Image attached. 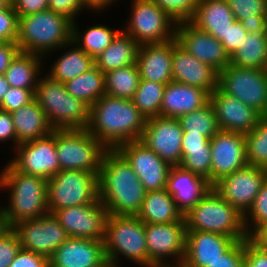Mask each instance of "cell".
I'll return each mask as SVG.
<instances>
[{
	"instance_id": "cell-1",
	"label": "cell",
	"mask_w": 267,
	"mask_h": 267,
	"mask_svg": "<svg viewBox=\"0 0 267 267\" xmlns=\"http://www.w3.org/2000/svg\"><path fill=\"white\" fill-rule=\"evenodd\" d=\"M147 119L132 100L102 96L90 107L87 130L107 149L140 140Z\"/></svg>"
},
{
	"instance_id": "cell-2",
	"label": "cell",
	"mask_w": 267,
	"mask_h": 267,
	"mask_svg": "<svg viewBox=\"0 0 267 267\" xmlns=\"http://www.w3.org/2000/svg\"><path fill=\"white\" fill-rule=\"evenodd\" d=\"M99 199L110 215H137L146 190L130 163L117 149H108L98 175Z\"/></svg>"
},
{
	"instance_id": "cell-3",
	"label": "cell",
	"mask_w": 267,
	"mask_h": 267,
	"mask_svg": "<svg viewBox=\"0 0 267 267\" xmlns=\"http://www.w3.org/2000/svg\"><path fill=\"white\" fill-rule=\"evenodd\" d=\"M1 171L0 189L10 190L9 204L1 207L10 228L19 221L37 219L49 213L47 179L23 174L9 162Z\"/></svg>"
},
{
	"instance_id": "cell-4",
	"label": "cell",
	"mask_w": 267,
	"mask_h": 267,
	"mask_svg": "<svg viewBox=\"0 0 267 267\" xmlns=\"http://www.w3.org/2000/svg\"><path fill=\"white\" fill-rule=\"evenodd\" d=\"M72 23L51 10L18 17L16 44L21 52L47 57L72 41Z\"/></svg>"
},
{
	"instance_id": "cell-5",
	"label": "cell",
	"mask_w": 267,
	"mask_h": 267,
	"mask_svg": "<svg viewBox=\"0 0 267 267\" xmlns=\"http://www.w3.org/2000/svg\"><path fill=\"white\" fill-rule=\"evenodd\" d=\"M34 95L54 130L87 129L90 107L70 95L64 83L42 75Z\"/></svg>"
},
{
	"instance_id": "cell-6",
	"label": "cell",
	"mask_w": 267,
	"mask_h": 267,
	"mask_svg": "<svg viewBox=\"0 0 267 267\" xmlns=\"http://www.w3.org/2000/svg\"><path fill=\"white\" fill-rule=\"evenodd\" d=\"M187 231L215 232L234 238L248 239L244 216L212 188L184 215Z\"/></svg>"
},
{
	"instance_id": "cell-7",
	"label": "cell",
	"mask_w": 267,
	"mask_h": 267,
	"mask_svg": "<svg viewBox=\"0 0 267 267\" xmlns=\"http://www.w3.org/2000/svg\"><path fill=\"white\" fill-rule=\"evenodd\" d=\"M104 247L106 259L117 267H121L119 259L122 256L140 267H150L145 223L137 215L108 214Z\"/></svg>"
},
{
	"instance_id": "cell-8",
	"label": "cell",
	"mask_w": 267,
	"mask_h": 267,
	"mask_svg": "<svg viewBox=\"0 0 267 267\" xmlns=\"http://www.w3.org/2000/svg\"><path fill=\"white\" fill-rule=\"evenodd\" d=\"M55 145L60 171L100 172L108 150L87 129L55 130Z\"/></svg>"
},
{
	"instance_id": "cell-9",
	"label": "cell",
	"mask_w": 267,
	"mask_h": 267,
	"mask_svg": "<svg viewBox=\"0 0 267 267\" xmlns=\"http://www.w3.org/2000/svg\"><path fill=\"white\" fill-rule=\"evenodd\" d=\"M99 172L61 170L47 182V207L55 210L94 203L99 199Z\"/></svg>"
},
{
	"instance_id": "cell-10",
	"label": "cell",
	"mask_w": 267,
	"mask_h": 267,
	"mask_svg": "<svg viewBox=\"0 0 267 267\" xmlns=\"http://www.w3.org/2000/svg\"><path fill=\"white\" fill-rule=\"evenodd\" d=\"M131 16L123 31L139 45L163 44L175 39L177 23L151 0H131Z\"/></svg>"
},
{
	"instance_id": "cell-11",
	"label": "cell",
	"mask_w": 267,
	"mask_h": 267,
	"mask_svg": "<svg viewBox=\"0 0 267 267\" xmlns=\"http://www.w3.org/2000/svg\"><path fill=\"white\" fill-rule=\"evenodd\" d=\"M218 88L231 97L267 116V69L229 64L219 72Z\"/></svg>"
},
{
	"instance_id": "cell-12",
	"label": "cell",
	"mask_w": 267,
	"mask_h": 267,
	"mask_svg": "<svg viewBox=\"0 0 267 267\" xmlns=\"http://www.w3.org/2000/svg\"><path fill=\"white\" fill-rule=\"evenodd\" d=\"M145 237L150 267L182 266L187 241L185 217L172 223H145Z\"/></svg>"
},
{
	"instance_id": "cell-13",
	"label": "cell",
	"mask_w": 267,
	"mask_h": 267,
	"mask_svg": "<svg viewBox=\"0 0 267 267\" xmlns=\"http://www.w3.org/2000/svg\"><path fill=\"white\" fill-rule=\"evenodd\" d=\"M17 234L20 247L50 259L69 236L53 213L37 219L22 220L11 227Z\"/></svg>"
},
{
	"instance_id": "cell-14",
	"label": "cell",
	"mask_w": 267,
	"mask_h": 267,
	"mask_svg": "<svg viewBox=\"0 0 267 267\" xmlns=\"http://www.w3.org/2000/svg\"><path fill=\"white\" fill-rule=\"evenodd\" d=\"M9 163L19 172L49 180L60 171L55 145V130L49 135L20 143Z\"/></svg>"
},
{
	"instance_id": "cell-15",
	"label": "cell",
	"mask_w": 267,
	"mask_h": 267,
	"mask_svg": "<svg viewBox=\"0 0 267 267\" xmlns=\"http://www.w3.org/2000/svg\"><path fill=\"white\" fill-rule=\"evenodd\" d=\"M266 179L267 169L248 164L221 178L213 188L244 216Z\"/></svg>"
},
{
	"instance_id": "cell-16",
	"label": "cell",
	"mask_w": 267,
	"mask_h": 267,
	"mask_svg": "<svg viewBox=\"0 0 267 267\" xmlns=\"http://www.w3.org/2000/svg\"><path fill=\"white\" fill-rule=\"evenodd\" d=\"M69 237L104 241L108 211L98 199L94 203L53 212Z\"/></svg>"
},
{
	"instance_id": "cell-17",
	"label": "cell",
	"mask_w": 267,
	"mask_h": 267,
	"mask_svg": "<svg viewBox=\"0 0 267 267\" xmlns=\"http://www.w3.org/2000/svg\"><path fill=\"white\" fill-rule=\"evenodd\" d=\"M117 150L130 163L146 192L166 188L171 165L140 140L121 144Z\"/></svg>"
},
{
	"instance_id": "cell-18",
	"label": "cell",
	"mask_w": 267,
	"mask_h": 267,
	"mask_svg": "<svg viewBox=\"0 0 267 267\" xmlns=\"http://www.w3.org/2000/svg\"><path fill=\"white\" fill-rule=\"evenodd\" d=\"M183 130L178 118L147 119L140 141L171 166L180 165Z\"/></svg>"
},
{
	"instance_id": "cell-19",
	"label": "cell",
	"mask_w": 267,
	"mask_h": 267,
	"mask_svg": "<svg viewBox=\"0 0 267 267\" xmlns=\"http://www.w3.org/2000/svg\"><path fill=\"white\" fill-rule=\"evenodd\" d=\"M175 39L187 53L218 72L230 64V56L222 43L209 33L199 30L190 21L177 23Z\"/></svg>"
},
{
	"instance_id": "cell-20",
	"label": "cell",
	"mask_w": 267,
	"mask_h": 267,
	"mask_svg": "<svg viewBox=\"0 0 267 267\" xmlns=\"http://www.w3.org/2000/svg\"><path fill=\"white\" fill-rule=\"evenodd\" d=\"M211 184L248 165L245 134L220 130L212 139Z\"/></svg>"
},
{
	"instance_id": "cell-21",
	"label": "cell",
	"mask_w": 267,
	"mask_h": 267,
	"mask_svg": "<svg viewBox=\"0 0 267 267\" xmlns=\"http://www.w3.org/2000/svg\"><path fill=\"white\" fill-rule=\"evenodd\" d=\"M220 130L246 134L253 130L262 117L252 107L237 98L223 93L219 88L210 94Z\"/></svg>"
},
{
	"instance_id": "cell-22",
	"label": "cell",
	"mask_w": 267,
	"mask_h": 267,
	"mask_svg": "<svg viewBox=\"0 0 267 267\" xmlns=\"http://www.w3.org/2000/svg\"><path fill=\"white\" fill-rule=\"evenodd\" d=\"M173 81L199 87L209 94L218 89L219 72L212 66L196 59L173 39Z\"/></svg>"
},
{
	"instance_id": "cell-23",
	"label": "cell",
	"mask_w": 267,
	"mask_h": 267,
	"mask_svg": "<svg viewBox=\"0 0 267 267\" xmlns=\"http://www.w3.org/2000/svg\"><path fill=\"white\" fill-rule=\"evenodd\" d=\"M107 261L104 241L69 237L49 259L50 267H100Z\"/></svg>"
},
{
	"instance_id": "cell-24",
	"label": "cell",
	"mask_w": 267,
	"mask_h": 267,
	"mask_svg": "<svg viewBox=\"0 0 267 267\" xmlns=\"http://www.w3.org/2000/svg\"><path fill=\"white\" fill-rule=\"evenodd\" d=\"M212 188L213 185L207 178L176 165L170 168L165 189L172 196L177 208L185 215Z\"/></svg>"
},
{
	"instance_id": "cell-25",
	"label": "cell",
	"mask_w": 267,
	"mask_h": 267,
	"mask_svg": "<svg viewBox=\"0 0 267 267\" xmlns=\"http://www.w3.org/2000/svg\"><path fill=\"white\" fill-rule=\"evenodd\" d=\"M237 241L223 234L187 231L185 258L181 267H208Z\"/></svg>"
},
{
	"instance_id": "cell-26",
	"label": "cell",
	"mask_w": 267,
	"mask_h": 267,
	"mask_svg": "<svg viewBox=\"0 0 267 267\" xmlns=\"http://www.w3.org/2000/svg\"><path fill=\"white\" fill-rule=\"evenodd\" d=\"M173 40L163 44L139 45L136 63L140 78L168 84L172 77Z\"/></svg>"
},
{
	"instance_id": "cell-27",
	"label": "cell",
	"mask_w": 267,
	"mask_h": 267,
	"mask_svg": "<svg viewBox=\"0 0 267 267\" xmlns=\"http://www.w3.org/2000/svg\"><path fill=\"white\" fill-rule=\"evenodd\" d=\"M210 102V94L205 90L177 82L166 84L161 103V116L179 118L203 108Z\"/></svg>"
},
{
	"instance_id": "cell-28",
	"label": "cell",
	"mask_w": 267,
	"mask_h": 267,
	"mask_svg": "<svg viewBox=\"0 0 267 267\" xmlns=\"http://www.w3.org/2000/svg\"><path fill=\"white\" fill-rule=\"evenodd\" d=\"M235 21L226 0H198L195 15L190 22L199 30L224 40L230 24Z\"/></svg>"
},
{
	"instance_id": "cell-29",
	"label": "cell",
	"mask_w": 267,
	"mask_h": 267,
	"mask_svg": "<svg viewBox=\"0 0 267 267\" xmlns=\"http://www.w3.org/2000/svg\"><path fill=\"white\" fill-rule=\"evenodd\" d=\"M11 115L16 131V147L20 143L45 137L54 130L35 99L11 112Z\"/></svg>"
},
{
	"instance_id": "cell-30",
	"label": "cell",
	"mask_w": 267,
	"mask_h": 267,
	"mask_svg": "<svg viewBox=\"0 0 267 267\" xmlns=\"http://www.w3.org/2000/svg\"><path fill=\"white\" fill-rule=\"evenodd\" d=\"M61 48L68 50L60 54L61 56L52 63L49 71H47L48 73H46L49 78L61 83H66L83 74L85 71H88L95 65L94 58L79 48L73 41Z\"/></svg>"
},
{
	"instance_id": "cell-31",
	"label": "cell",
	"mask_w": 267,
	"mask_h": 267,
	"mask_svg": "<svg viewBox=\"0 0 267 267\" xmlns=\"http://www.w3.org/2000/svg\"><path fill=\"white\" fill-rule=\"evenodd\" d=\"M138 218L144 223H172L184 218L175 201L166 190L146 192Z\"/></svg>"
},
{
	"instance_id": "cell-32",
	"label": "cell",
	"mask_w": 267,
	"mask_h": 267,
	"mask_svg": "<svg viewBox=\"0 0 267 267\" xmlns=\"http://www.w3.org/2000/svg\"><path fill=\"white\" fill-rule=\"evenodd\" d=\"M139 44L127 33L121 30L112 43L97 57L95 65L103 72L133 65L137 60Z\"/></svg>"
},
{
	"instance_id": "cell-33",
	"label": "cell",
	"mask_w": 267,
	"mask_h": 267,
	"mask_svg": "<svg viewBox=\"0 0 267 267\" xmlns=\"http://www.w3.org/2000/svg\"><path fill=\"white\" fill-rule=\"evenodd\" d=\"M237 67L267 69V39L262 28H251L239 48L230 56Z\"/></svg>"
},
{
	"instance_id": "cell-34",
	"label": "cell",
	"mask_w": 267,
	"mask_h": 267,
	"mask_svg": "<svg viewBox=\"0 0 267 267\" xmlns=\"http://www.w3.org/2000/svg\"><path fill=\"white\" fill-rule=\"evenodd\" d=\"M44 57L20 52L10 63L5 71V77L10 87L21 88L26 90H36L37 82L41 76V68Z\"/></svg>"
},
{
	"instance_id": "cell-35",
	"label": "cell",
	"mask_w": 267,
	"mask_h": 267,
	"mask_svg": "<svg viewBox=\"0 0 267 267\" xmlns=\"http://www.w3.org/2000/svg\"><path fill=\"white\" fill-rule=\"evenodd\" d=\"M64 84L70 95L89 107L106 94L104 73L96 65Z\"/></svg>"
},
{
	"instance_id": "cell-36",
	"label": "cell",
	"mask_w": 267,
	"mask_h": 267,
	"mask_svg": "<svg viewBox=\"0 0 267 267\" xmlns=\"http://www.w3.org/2000/svg\"><path fill=\"white\" fill-rule=\"evenodd\" d=\"M122 29H112L103 24L90 26L80 33L76 21L72 23V41L89 56L97 57L102 53L113 41L116 35Z\"/></svg>"
},
{
	"instance_id": "cell-37",
	"label": "cell",
	"mask_w": 267,
	"mask_h": 267,
	"mask_svg": "<svg viewBox=\"0 0 267 267\" xmlns=\"http://www.w3.org/2000/svg\"><path fill=\"white\" fill-rule=\"evenodd\" d=\"M106 94L132 100L140 82L137 63L104 73Z\"/></svg>"
},
{
	"instance_id": "cell-38",
	"label": "cell",
	"mask_w": 267,
	"mask_h": 267,
	"mask_svg": "<svg viewBox=\"0 0 267 267\" xmlns=\"http://www.w3.org/2000/svg\"><path fill=\"white\" fill-rule=\"evenodd\" d=\"M178 120L183 134H199L212 139L220 131L210 102L201 109L180 116Z\"/></svg>"
},
{
	"instance_id": "cell-39",
	"label": "cell",
	"mask_w": 267,
	"mask_h": 267,
	"mask_svg": "<svg viewBox=\"0 0 267 267\" xmlns=\"http://www.w3.org/2000/svg\"><path fill=\"white\" fill-rule=\"evenodd\" d=\"M165 87V84L140 79L132 101L146 119L161 116V103Z\"/></svg>"
},
{
	"instance_id": "cell-40",
	"label": "cell",
	"mask_w": 267,
	"mask_h": 267,
	"mask_svg": "<svg viewBox=\"0 0 267 267\" xmlns=\"http://www.w3.org/2000/svg\"><path fill=\"white\" fill-rule=\"evenodd\" d=\"M245 137L248 164L267 169V116H262Z\"/></svg>"
},
{
	"instance_id": "cell-41",
	"label": "cell",
	"mask_w": 267,
	"mask_h": 267,
	"mask_svg": "<svg viewBox=\"0 0 267 267\" xmlns=\"http://www.w3.org/2000/svg\"><path fill=\"white\" fill-rule=\"evenodd\" d=\"M236 21L250 28H262L267 0H226Z\"/></svg>"
},
{
	"instance_id": "cell-42",
	"label": "cell",
	"mask_w": 267,
	"mask_h": 267,
	"mask_svg": "<svg viewBox=\"0 0 267 267\" xmlns=\"http://www.w3.org/2000/svg\"><path fill=\"white\" fill-rule=\"evenodd\" d=\"M266 223H267V179L262 184L260 191L255 197V200L251 208L244 215V226L248 236L252 237Z\"/></svg>"
},
{
	"instance_id": "cell-43",
	"label": "cell",
	"mask_w": 267,
	"mask_h": 267,
	"mask_svg": "<svg viewBox=\"0 0 267 267\" xmlns=\"http://www.w3.org/2000/svg\"><path fill=\"white\" fill-rule=\"evenodd\" d=\"M180 166L207 178L211 183V150H197L186 153Z\"/></svg>"
},
{
	"instance_id": "cell-44",
	"label": "cell",
	"mask_w": 267,
	"mask_h": 267,
	"mask_svg": "<svg viewBox=\"0 0 267 267\" xmlns=\"http://www.w3.org/2000/svg\"><path fill=\"white\" fill-rule=\"evenodd\" d=\"M176 22L190 21L195 15L198 0H151Z\"/></svg>"
},
{
	"instance_id": "cell-45",
	"label": "cell",
	"mask_w": 267,
	"mask_h": 267,
	"mask_svg": "<svg viewBox=\"0 0 267 267\" xmlns=\"http://www.w3.org/2000/svg\"><path fill=\"white\" fill-rule=\"evenodd\" d=\"M34 93L35 90L10 87L0 103V109L10 113L18 110L35 99Z\"/></svg>"
},
{
	"instance_id": "cell-46",
	"label": "cell",
	"mask_w": 267,
	"mask_h": 267,
	"mask_svg": "<svg viewBox=\"0 0 267 267\" xmlns=\"http://www.w3.org/2000/svg\"><path fill=\"white\" fill-rule=\"evenodd\" d=\"M18 36V16L12 5L0 9V39L16 43Z\"/></svg>"
},
{
	"instance_id": "cell-47",
	"label": "cell",
	"mask_w": 267,
	"mask_h": 267,
	"mask_svg": "<svg viewBox=\"0 0 267 267\" xmlns=\"http://www.w3.org/2000/svg\"><path fill=\"white\" fill-rule=\"evenodd\" d=\"M20 249L18 236L10 228L0 237V267H9Z\"/></svg>"
},
{
	"instance_id": "cell-48",
	"label": "cell",
	"mask_w": 267,
	"mask_h": 267,
	"mask_svg": "<svg viewBox=\"0 0 267 267\" xmlns=\"http://www.w3.org/2000/svg\"><path fill=\"white\" fill-rule=\"evenodd\" d=\"M251 28L245 26L240 21H234L230 24L229 29L226 31L224 40L221 42L225 51L231 56L243 42L244 37L248 34Z\"/></svg>"
},
{
	"instance_id": "cell-49",
	"label": "cell",
	"mask_w": 267,
	"mask_h": 267,
	"mask_svg": "<svg viewBox=\"0 0 267 267\" xmlns=\"http://www.w3.org/2000/svg\"><path fill=\"white\" fill-rule=\"evenodd\" d=\"M244 267H267V253L251 237L244 240Z\"/></svg>"
},
{
	"instance_id": "cell-50",
	"label": "cell",
	"mask_w": 267,
	"mask_h": 267,
	"mask_svg": "<svg viewBox=\"0 0 267 267\" xmlns=\"http://www.w3.org/2000/svg\"><path fill=\"white\" fill-rule=\"evenodd\" d=\"M208 267H244V240L237 241Z\"/></svg>"
},
{
	"instance_id": "cell-51",
	"label": "cell",
	"mask_w": 267,
	"mask_h": 267,
	"mask_svg": "<svg viewBox=\"0 0 267 267\" xmlns=\"http://www.w3.org/2000/svg\"><path fill=\"white\" fill-rule=\"evenodd\" d=\"M48 7L49 10L64 15L72 22H75L76 16H80L81 11L85 9L81 0H48Z\"/></svg>"
},
{
	"instance_id": "cell-52",
	"label": "cell",
	"mask_w": 267,
	"mask_h": 267,
	"mask_svg": "<svg viewBox=\"0 0 267 267\" xmlns=\"http://www.w3.org/2000/svg\"><path fill=\"white\" fill-rule=\"evenodd\" d=\"M9 267H50L49 259L29 250L20 249Z\"/></svg>"
},
{
	"instance_id": "cell-53",
	"label": "cell",
	"mask_w": 267,
	"mask_h": 267,
	"mask_svg": "<svg viewBox=\"0 0 267 267\" xmlns=\"http://www.w3.org/2000/svg\"><path fill=\"white\" fill-rule=\"evenodd\" d=\"M18 17L49 10L48 0H11Z\"/></svg>"
},
{
	"instance_id": "cell-54",
	"label": "cell",
	"mask_w": 267,
	"mask_h": 267,
	"mask_svg": "<svg viewBox=\"0 0 267 267\" xmlns=\"http://www.w3.org/2000/svg\"><path fill=\"white\" fill-rule=\"evenodd\" d=\"M197 150H211L210 139L199 134H183L181 159L186 153Z\"/></svg>"
},
{
	"instance_id": "cell-55",
	"label": "cell",
	"mask_w": 267,
	"mask_h": 267,
	"mask_svg": "<svg viewBox=\"0 0 267 267\" xmlns=\"http://www.w3.org/2000/svg\"><path fill=\"white\" fill-rule=\"evenodd\" d=\"M11 140L13 148H16V131L13 124L12 115L10 112L0 109V144Z\"/></svg>"
},
{
	"instance_id": "cell-56",
	"label": "cell",
	"mask_w": 267,
	"mask_h": 267,
	"mask_svg": "<svg viewBox=\"0 0 267 267\" xmlns=\"http://www.w3.org/2000/svg\"><path fill=\"white\" fill-rule=\"evenodd\" d=\"M20 52L19 46L14 42H3L0 45V74H5L10 63Z\"/></svg>"
},
{
	"instance_id": "cell-57",
	"label": "cell",
	"mask_w": 267,
	"mask_h": 267,
	"mask_svg": "<svg viewBox=\"0 0 267 267\" xmlns=\"http://www.w3.org/2000/svg\"><path fill=\"white\" fill-rule=\"evenodd\" d=\"M117 0H81L84 5V8L90 10L92 12L96 11H104L105 8L111 7V5L116 2Z\"/></svg>"
},
{
	"instance_id": "cell-58",
	"label": "cell",
	"mask_w": 267,
	"mask_h": 267,
	"mask_svg": "<svg viewBox=\"0 0 267 267\" xmlns=\"http://www.w3.org/2000/svg\"><path fill=\"white\" fill-rule=\"evenodd\" d=\"M251 238L258 245H267V223L263 225Z\"/></svg>"
},
{
	"instance_id": "cell-59",
	"label": "cell",
	"mask_w": 267,
	"mask_h": 267,
	"mask_svg": "<svg viewBox=\"0 0 267 267\" xmlns=\"http://www.w3.org/2000/svg\"><path fill=\"white\" fill-rule=\"evenodd\" d=\"M10 85L6 80V77L4 74H0V103L2 102L4 95L9 90Z\"/></svg>"
},
{
	"instance_id": "cell-60",
	"label": "cell",
	"mask_w": 267,
	"mask_h": 267,
	"mask_svg": "<svg viewBox=\"0 0 267 267\" xmlns=\"http://www.w3.org/2000/svg\"><path fill=\"white\" fill-rule=\"evenodd\" d=\"M10 229L0 206V237Z\"/></svg>"
},
{
	"instance_id": "cell-61",
	"label": "cell",
	"mask_w": 267,
	"mask_h": 267,
	"mask_svg": "<svg viewBox=\"0 0 267 267\" xmlns=\"http://www.w3.org/2000/svg\"><path fill=\"white\" fill-rule=\"evenodd\" d=\"M11 6V0H0V9Z\"/></svg>"
},
{
	"instance_id": "cell-62",
	"label": "cell",
	"mask_w": 267,
	"mask_h": 267,
	"mask_svg": "<svg viewBox=\"0 0 267 267\" xmlns=\"http://www.w3.org/2000/svg\"><path fill=\"white\" fill-rule=\"evenodd\" d=\"M262 30L264 32V35H265L266 39H267V13H266V15H265V17L263 19Z\"/></svg>"
},
{
	"instance_id": "cell-63",
	"label": "cell",
	"mask_w": 267,
	"mask_h": 267,
	"mask_svg": "<svg viewBox=\"0 0 267 267\" xmlns=\"http://www.w3.org/2000/svg\"><path fill=\"white\" fill-rule=\"evenodd\" d=\"M100 267H117L114 265L111 261H106L104 264H102Z\"/></svg>"
},
{
	"instance_id": "cell-64",
	"label": "cell",
	"mask_w": 267,
	"mask_h": 267,
	"mask_svg": "<svg viewBox=\"0 0 267 267\" xmlns=\"http://www.w3.org/2000/svg\"><path fill=\"white\" fill-rule=\"evenodd\" d=\"M267 253V245H259Z\"/></svg>"
}]
</instances>
